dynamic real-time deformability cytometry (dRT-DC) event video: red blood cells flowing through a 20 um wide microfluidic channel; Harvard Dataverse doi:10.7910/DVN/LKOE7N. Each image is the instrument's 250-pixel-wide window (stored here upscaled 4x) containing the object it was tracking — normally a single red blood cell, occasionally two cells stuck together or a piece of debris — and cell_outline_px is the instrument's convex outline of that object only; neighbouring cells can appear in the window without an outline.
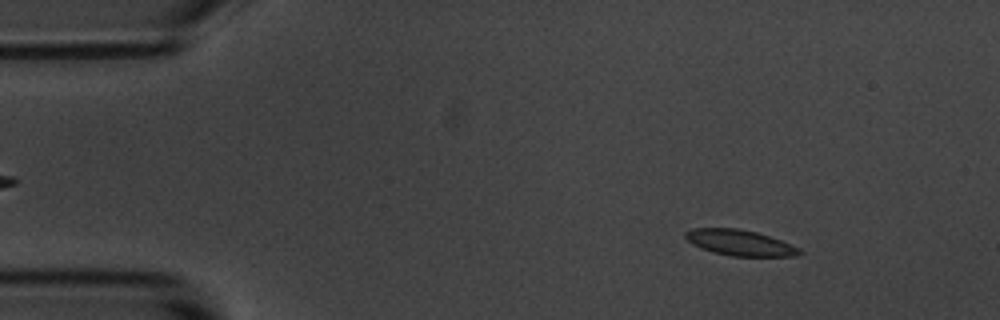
{"species": "common noctule bat (a hibernating species)", "species_latin": "Nyctalus noctula", "temperature_condition": "room temperature", "stored_images_in_passage": 54, "camera_frame_rate_fps": 3000, "um_per_image_px": 0.085, "animal": {"sex": "male", "body_mass_g": 20.1, "forearm_length_mm": 53.5}, "frame": {"image": 1, "passage_image": 6, "time_ms": 1.667, "image_size_px": [1000, 320], "cell_outline_px": [[804, 252], [796, 256], [732, 256], [712, 252], [700, 248], [692, 244], [684, 236], [684, 232], [692, 228], [740, 228], [756, 232], [780, 240], [800, 248]], "centroid_in_image_um": [62.87, 20.63], "position_along_channel_um": 22.1, "area_um2": 17.17}}
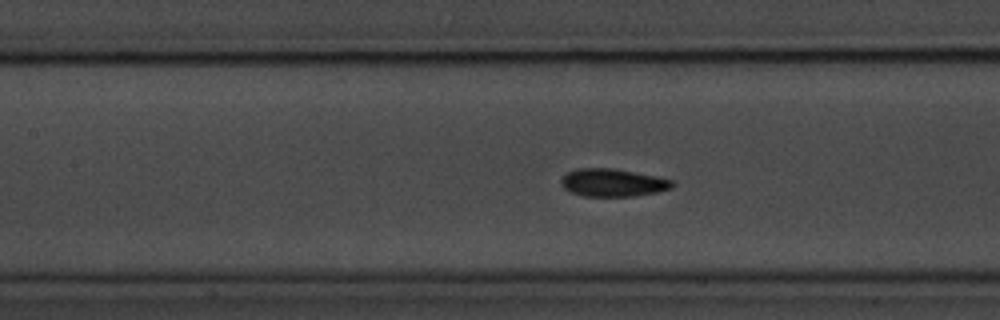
{"frame": {"image": 2, "passage_image": 23, "time_ms": 7.333, "image_size_px": [1000, 320], "cell_outline_px": [[676, 184], [672, 188], [656, 192], [632, 196], [584, 196], [572, 192], [564, 188], [560, 184], [560, 180], [568, 172], [576, 168], [612, 168], [636, 172], [656, 176], [672, 180]], "centroid_in_image_um": [52.09, 15.52], "position_along_channel_um": 155.3, "area_um2": 17.98}}
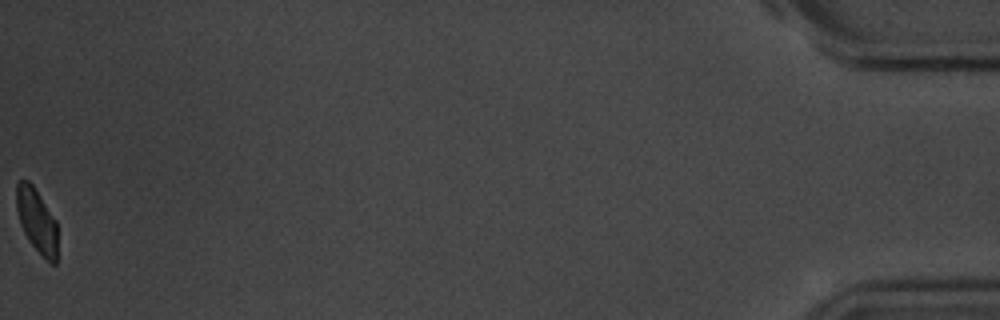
{"frame": {"image": 3, "passage_image": 54, "time_ms": 17.667, "image_size_px": [1000, 320], "cell_outline_px": [[56, 264], [52, 264], [28, 240], [20, 224], [16, 208], [16, 184], [20, 180], [28, 180], [32, 184], [56, 220]], "centroid_in_image_um": [3.1, 18.7], "position_along_channel_um": 432.1, "area_um2": 15.03}, "authors_computed_cell_mechanics": {"area_um2": 17.3689, "velocity_mm_per_s": 3.652, "shape_relaxation_time_tau1_ms": 1.9104, "shape_relaxation_time_tau2_ms": 1.2785, "deformation_change_tau1": 0.0877, "deformation_change_tau2": 0.044}}